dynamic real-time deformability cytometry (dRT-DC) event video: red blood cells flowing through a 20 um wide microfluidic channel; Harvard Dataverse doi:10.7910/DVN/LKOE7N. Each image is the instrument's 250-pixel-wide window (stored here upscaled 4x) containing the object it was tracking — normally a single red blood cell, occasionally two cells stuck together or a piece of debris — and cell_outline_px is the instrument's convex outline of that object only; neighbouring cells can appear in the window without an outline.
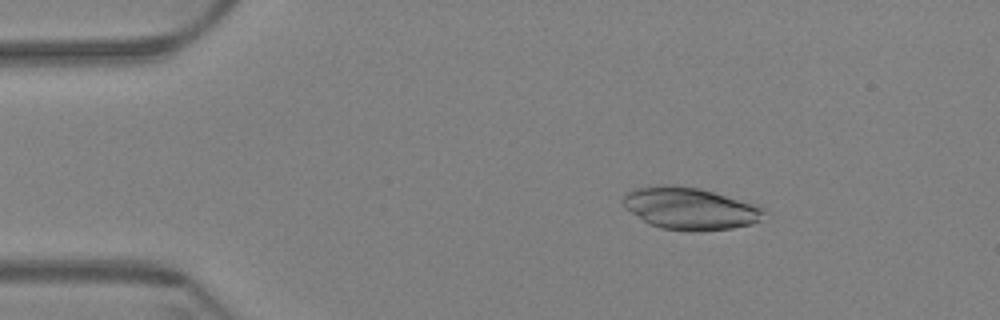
{"species": "Egyptian fruit bat (a non-hibernating species)", "species_latin": "Rousettus aegyptiacus", "temperature_condition": "warm", "stored_images_in_passage": 61, "camera_frame_rate_fps": 3000, "um_per_image_px": 0.085, "animal": {"sex": "female"}, "frame": {"image": 1, "passage_image": 10, "time_ms": 3.0, "image_size_px": [1000, 320], "cell_outline_px": [[768, 212], [760, 220], [752, 224], [732, 228], [700, 232], [692, 232], [660, 228], [648, 224], [624, 208], [620, 200], [628, 192], [636, 188], [664, 184], [676, 184], [700, 188], [760, 204]], "centroid_in_image_um": [58.68, 17.72], "position_along_channel_um": 26.3, "area_um2": 35.55}}
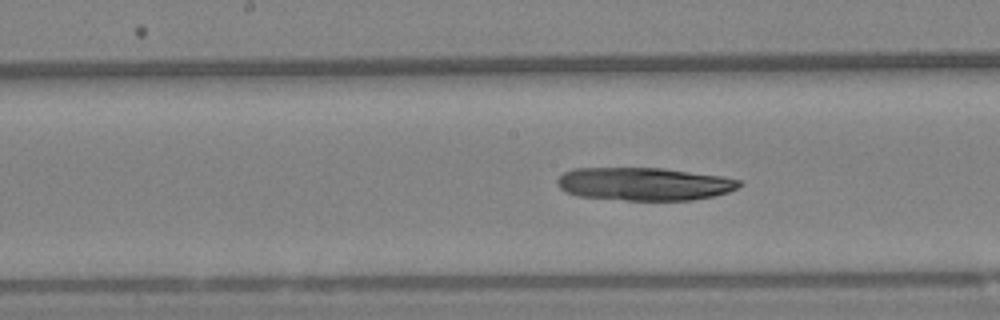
{"frame": {"image": 2, "passage_image": 31, "time_ms": 10.0, "image_size_px": [1000, 320], "cell_outline_px": [[744, 184], [728, 192], [712, 196], [692, 200], [624, 200], [576, 196], [564, 192], [556, 184], [556, 180], [564, 172], [572, 168], [664, 168], [724, 176], [740, 180]], "centroid_in_image_um": [54.73, 15.63], "position_along_channel_um": 193.5, "area_um2": 35.32}}
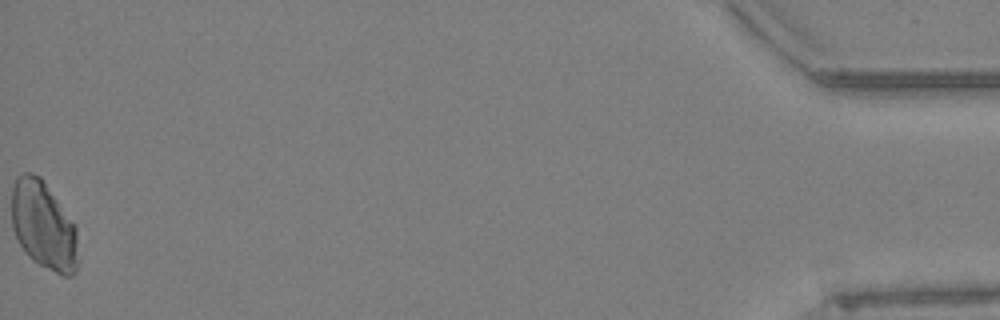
{"frame": {"image": 3, "passage_image": 61, "time_ms": 20.0, "image_size_px": [1000, 320], "cell_outline_px": [[76, 272], [72, 276], [64, 276], [32, 260], [28, 256], [20, 244], [12, 228], [12, 188], [16, 176], [24, 172], [32, 172], [40, 176], [76, 224]], "centroid_in_image_um": [3.68, 19.12], "position_along_channel_um": 431.5, "area_um2": 34.04}}